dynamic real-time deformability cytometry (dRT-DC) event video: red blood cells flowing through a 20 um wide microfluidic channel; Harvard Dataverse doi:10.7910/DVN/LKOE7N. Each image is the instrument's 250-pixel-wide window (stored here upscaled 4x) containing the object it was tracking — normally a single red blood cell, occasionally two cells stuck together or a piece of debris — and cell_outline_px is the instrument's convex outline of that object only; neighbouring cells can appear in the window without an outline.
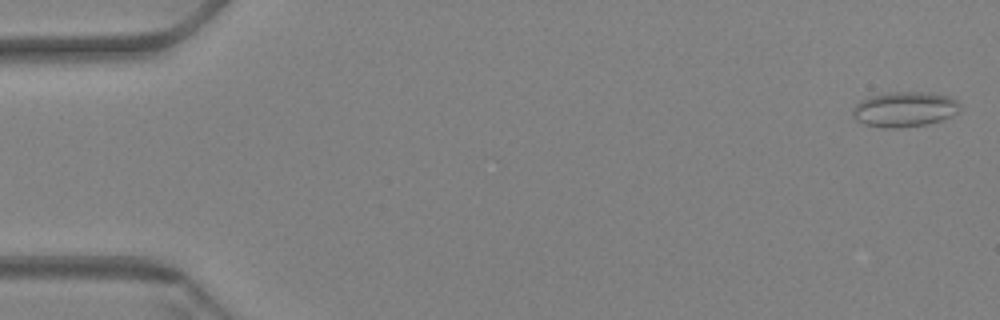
{"species": "Egyptian fruit bat (a non-hibernating species)", "species_latin": "Rousettus aegyptiacus", "temperature_condition": "warm", "stored_images_in_passage": 63, "segment_of_instrument_passage": [1, 2], "camera_frame_rate_fps": 3000, "um_per_image_px": 0.085, "animal": {"sex": "female"}, "frame": {"image": 1, "passage_image": 2, "time_ms": 0.333, "image_size_px": [1000, 320], "cell_outline_px": [[960, 108], [956, 112], [940, 120], [924, 124], [900, 128], [884, 128], [864, 124], [856, 120], [852, 112], [852, 108], [860, 100], [868, 96], [888, 92], [928, 92], [948, 96], [956, 100], [960, 104]], "centroid_in_image_um": [76.83, 9.28], "position_along_channel_um": 8.2, "area_um2": 21.91}}
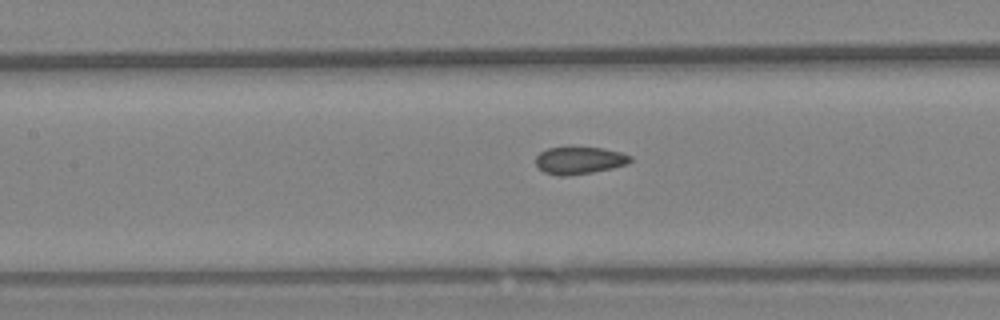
{"frame": {"image": 2, "passage_image": 29, "time_ms": 9.333, "image_size_px": [1000, 320], "cell_outline_px": [[632, 160], [628, 164], [612, 168], [592, 172], [564, 176], [560, 176], [544, 172], [536, 164], [536, 156], [540, 152], [548, 148], [568, 144], [572, 144], [604, 148], [620, 152], [632, 156]], "centroid_in_image_um": [49.24, 13.57], "position_along_channel_um": 158.2, "area_um2": 15.72}}
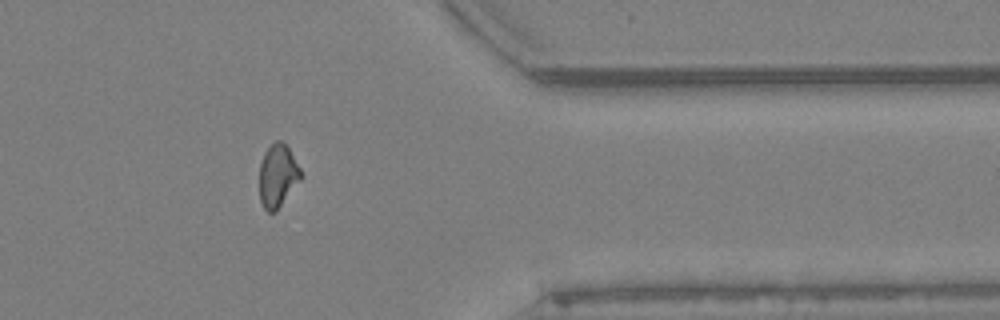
{"frame": {"image": 3, "passage_image": 51, "time_ms": 16.667, "image_size_px": [1000, 320], "cell_outline_px": [[304, 176], [276, 212], [268, 212], [264, 208], [260, 200], [260, 164], [264, 152], [276, 140], [280, 140], [288, 148], [300, 168]], "centroid_in_image_um": [23.62, 14.96], "position_along_channel_um": 387.8, "area_um2": 15.2}}